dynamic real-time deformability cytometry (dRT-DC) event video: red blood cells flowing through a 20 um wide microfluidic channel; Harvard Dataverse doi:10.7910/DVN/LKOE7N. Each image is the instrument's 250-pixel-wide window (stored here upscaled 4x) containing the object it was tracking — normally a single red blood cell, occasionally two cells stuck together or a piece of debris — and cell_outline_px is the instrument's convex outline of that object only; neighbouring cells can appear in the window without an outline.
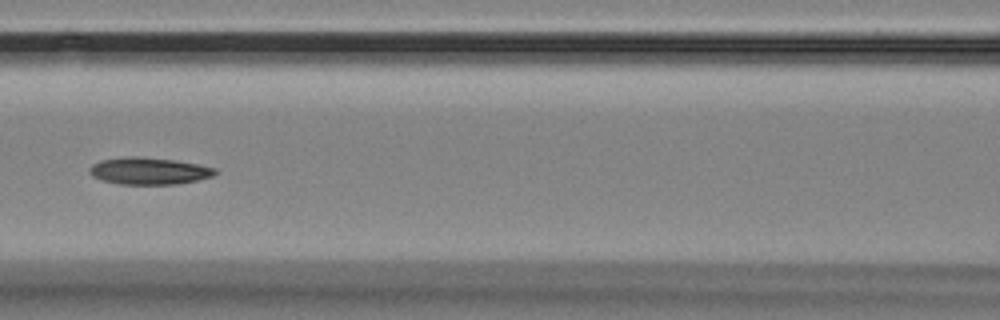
{"species": "Egyptian fruit bat (a non-hibernating species)", "species_latin": "Rousettus aegyptiacus", "temperature_condition": "room temperature", "stored_images_in_passage": 13, "camera_frame_rate_fps": 3000, "um_per_image_px": 0.085, "animal": {"sex": "female"}, "frame": {"image": 1, "passage_image": 3, "time_ms": 2.333, "image_size_px": [1000, 320], "cell_outline_px": [[216, 172], [212, 176], [196, 180], [176, 184], [120, 184], [104, 180], [92, 176], [88, 172], [88, 168], [92, 164], [100, 160], [128, 156], [140, 156], [172, 160], [196, 164], [216, 168]], "centroid_in_image_um": [12.61, 14.52], "position_along_channel_um": 154.0, "area_um2": 19.59}}
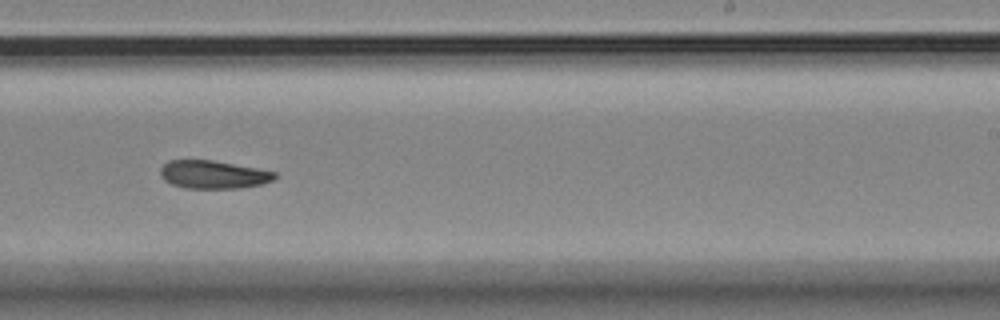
{"frame": {"image": 2, "passage_image": 6, "time_ms": 5.667, "image_size_px": [1000, 320], "cell_outline_px": [[276, 176], [272, 180], [260, 184], [240, 188], [184, 188], [172, 184], [164, 180], [160, 176], [160, 168], [168, 160], [212, 160], [256, 168], [276, 172]], "centroid_in_image_um": [18.08, 14.83], "position_along_channel_um": 270.9, "area_um2": 18.61}}
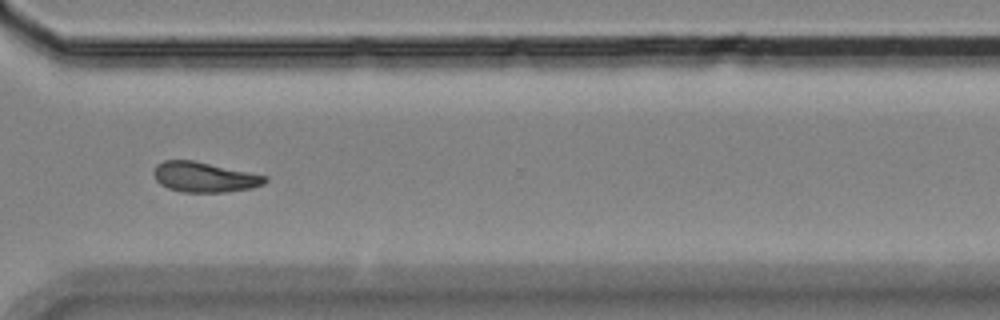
{"frame": {"image": 3, "passage_image": 8, "time_ms": 8.0, "image_size_px": [1000, 320], "cell_outline_px": [[268, 180], [264, 184], [252, 188], [224, 192], [184, 192], [168, 188], [160, 184], [156, 180], [152, 172], [156, 164], [164, 160], [192, 160], [268, 176]], "centroid_in_image_um": [17.36, 15.05], "position_along_channel_um": 353.2, "area_um2": 19.54}, "authors_computed_cell_mechanics": {"area_um2": 19.363, "velocity_mm_per_s": 3.5283, "shape_relaxation_time_tau1_ms": 4.9171, "shape_relaxation_time_tau2_ms": 5.2245, "deformation_change_tau1": 0.1018, "deformation_change_tau2": 0.106}}